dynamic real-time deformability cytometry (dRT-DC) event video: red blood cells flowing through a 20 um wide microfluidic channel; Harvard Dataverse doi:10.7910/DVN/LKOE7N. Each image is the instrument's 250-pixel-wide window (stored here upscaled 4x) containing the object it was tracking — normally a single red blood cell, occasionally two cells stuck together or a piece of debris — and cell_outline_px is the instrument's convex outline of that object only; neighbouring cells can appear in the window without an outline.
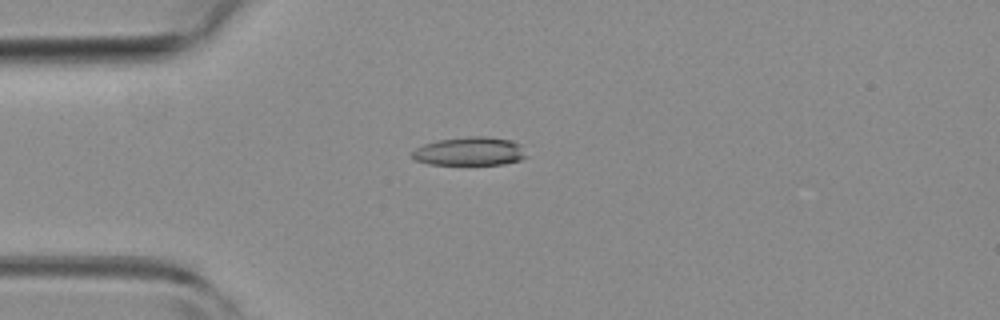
{"species": "common noctule bat (a hibernating species)", "species_latin": "Nyctalus noctula", "temperature_condition": "room temperature", "stored_images_in_passage": 43, "camera_frame_rate_fps": 3000, "um_per_image_px": 0.085, "animal": {"sex": "female", "body_mass_g": 19.3, "forearm_length_mm": 54.1}, "frame": {"image": 1, "passage_image": 5, "time_ms": 1.333, "image_size_px": [1000, 320], "cell_outline_px": [[528, 156], [520, 160], [504, 164], [428, 164], [416, 160], [412, 156], [412, 152], [416, 148], [424, 144], [440, 140], [468, 136], [484, 136], [512, 140], [520, 144]], "centroid_in_image_um": [39.96, 12.86], "position_along_channel_um": 45.0, "area_um2": 18.9}}
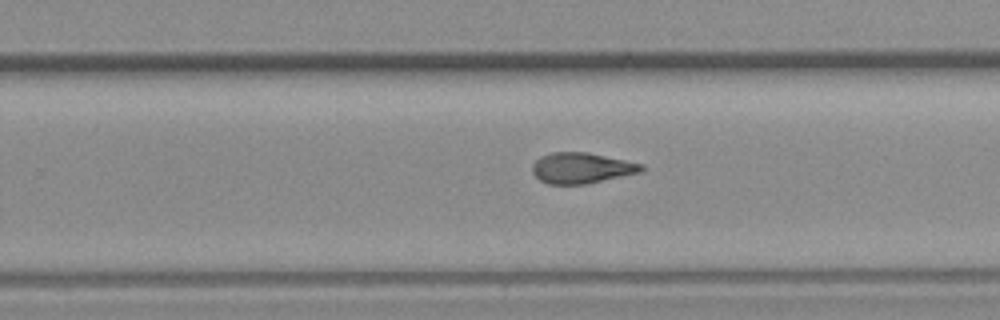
{"frame": {"image": 2, "passage_image": 24, "time_ms": 7.667, "image_size_px": [1000, 320], "cell_outline_px": [[644, 168], [640, 172], [584, 184], [548, 184], [540, 180], [532, 172], [532, 164], [540, 156], [552, 152], [588, 152], [644, 164]], "centroid_in_image_um": [49.4, 14.27], "position_along_channel_um": 280.4, "area_um2": 19.42}}
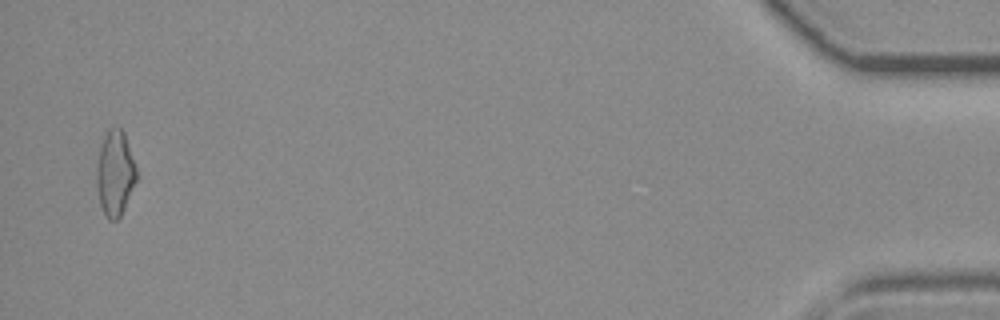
{"frame": {"image": 3, "passage_image": 42, "time_ms": 13.667, "image_size_px": [1000, 320], "cell_outline_px": [[136, 180], [124, 208], [120, 216], [116, 220], [108, 220], [100, 204], [96, 184], [96, 168], [100, 148], [104, 136], [108, 128], [120, 128], [124, 132], [136, 168]], "centroid_in_image_um": [9.76, 14.72], "position_along_channel_um": 425.4, "area_um2": 19.48}, "authors_computed_cell_mechanics": {"area_um2": 19.5942, "velocity_mm_per_s": 3.9892, "shape_relaxation_time_tau1_ms": 10.9618, "shape_relaxation_time_tau2_ms": 3.098, "deformation_change_tau1": 0.2317, "deformation_change_tau2": 0.1144}}